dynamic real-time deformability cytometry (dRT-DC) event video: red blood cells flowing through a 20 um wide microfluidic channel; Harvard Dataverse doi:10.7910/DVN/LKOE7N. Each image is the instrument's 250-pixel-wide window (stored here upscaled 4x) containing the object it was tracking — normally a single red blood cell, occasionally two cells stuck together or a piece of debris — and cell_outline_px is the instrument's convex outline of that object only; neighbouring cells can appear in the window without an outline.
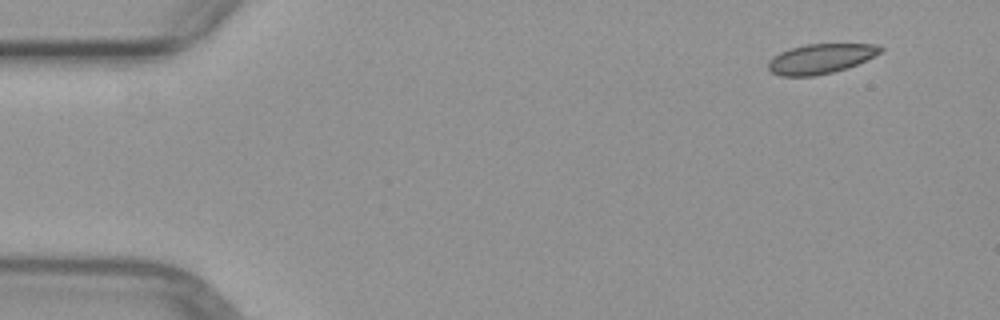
{"species": "common noctule bat (a hibernating species)", "species_latin": "Nyctalus noctula", "temperature_condition": "warm", "stored_images_in_passage": 4, "camera_frame_rate_fps": 3000, "um_per_image_px": 0.085, "animal": {"sex": "female", "body_mass_g": 29.2, "forearm_length_mm": 56.3}, "frame": {"image": 1, "passage_image": 1, "time_ms": 0.0, "image_size_px": [1000, 320], "cell_outline_px": [[884, 52], [848, 68], [816, 76], [780, 76], [772, 72], [768, 68], [768, 60], [772, 56], [788, 48], [808, 44], [876, 44], [884, 48]], "centroid_in_image_um": [69.76, 4.99], "position_along_channel_um": 15.2, "area_um2": 19.71}}